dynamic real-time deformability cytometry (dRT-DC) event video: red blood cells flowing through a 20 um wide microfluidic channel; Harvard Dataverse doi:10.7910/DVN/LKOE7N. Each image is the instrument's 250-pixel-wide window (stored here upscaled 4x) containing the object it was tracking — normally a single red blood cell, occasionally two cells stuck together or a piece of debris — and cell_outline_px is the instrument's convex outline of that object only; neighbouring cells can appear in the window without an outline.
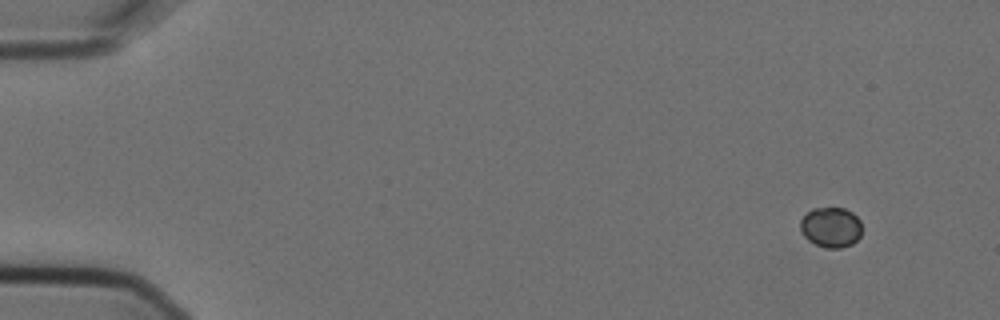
{"species": "Egyptian fruit bat (a non-hibernating species)", "species_latin": "Rousettus aegyptiacus", "temperature_condition": "cold", "stored_images_in_passage": 6, "camera_frame_rate_fps": 3000, "um_per_image_px": 0.085, "animal": {"sex": "female"}, "frame": {"image": 1, "passage_image": 1, "time_ms": 0.0, "image_size_px": [1000, 320], "cell_outline_px": [[860, 236], [852, 244], [840, 248], [824, 248], [808, 240], [804, 236], [800, 228], [800, 220], [812, 208], [844, 208], [852, 212], [860, 220]], "centroid_in_image_um": [70.62, 19.32], "position_along_channel_um": 14.4, "area_um2": 14.39}}
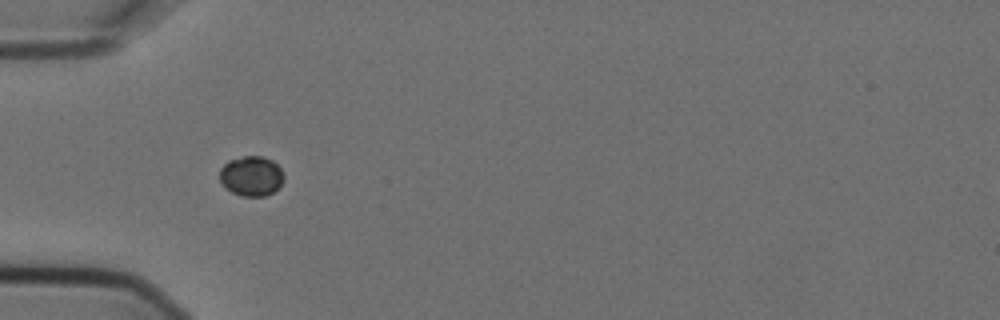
{"frame": {"image": 2, "passage_image": 5, "time_ms": 1.333, "image_size_px": [1000, 320], "cell_outline_px": [[284, 180], [272, 192], [264, 196], [240, 196], [232, 192], [220, 180], [220, 168], [228, 160], [244, 156], [264, 156], [272, 160], [280, 168], [284, 176]], "centroid_in_image_um": [21.36, 14.94], "position_along_channel_um": 63.6, "area_um2": 14.8}}
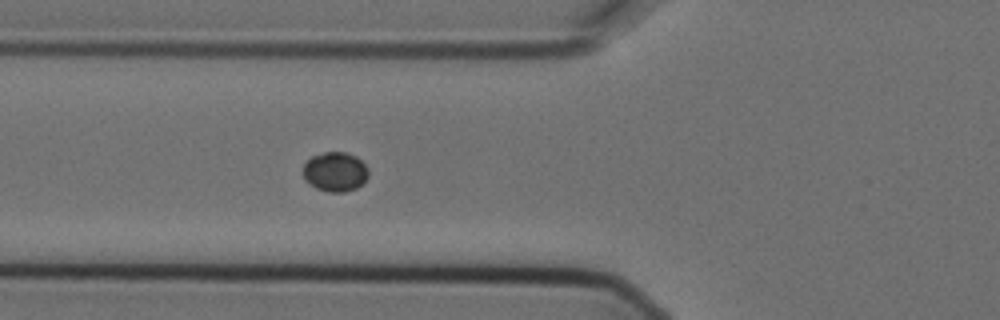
{"frame": {"image": 3, "passage_image": 6, "time_ms": 1.667, "image_size_px": [1000, 320], "cell_outline_px": [[368, 176], [356, 188], [344, 192], [328, 192], [316, 188], [304, 180], [304, 164], [312, 156], [324, 152], [344, 152], [356, 156], [368, 168]], "centroid_in_image_um": [28.48, 14.6], "position_along_channel_um": 97.3, "area_um2": 14.91}}